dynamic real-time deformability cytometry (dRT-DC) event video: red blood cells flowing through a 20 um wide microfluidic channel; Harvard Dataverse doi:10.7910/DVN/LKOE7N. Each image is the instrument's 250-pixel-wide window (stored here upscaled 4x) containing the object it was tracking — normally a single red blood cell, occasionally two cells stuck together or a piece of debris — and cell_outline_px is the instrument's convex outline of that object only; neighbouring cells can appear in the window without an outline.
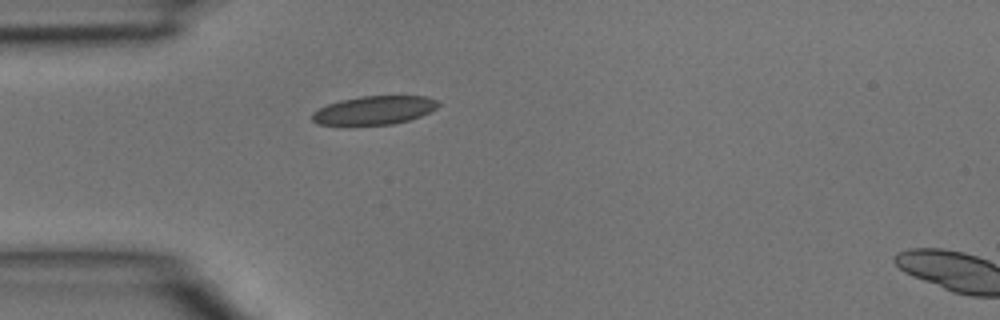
{"species": "common noctule bat (a hibernating species)", "species_latin": "Nyctalus noctula", "temperature_condition": "room temperature", "stored_images_in_passage": 2, "segment_of_instrument_passage": [1, 2], "camera_frame_rate_fps": 3000, "um_per_image_px": 0.085, "animal": {"sex": "male", "body_mass_g": 15.6}, "frame": {"image": 1, "passage_image": 1, "time_ms": 0.0, "image_size_px": [1000, 320], "cell_outline_px": [[440, 104], [436, 108], [420, 116], [408, 120], [392, 124], [320, 124], [312, 120], [312, 112], [328, 104], [340, 100], [360, 96], [424, 96], [436, 100]], "centroid_in_image_um": [31.81, 9.35], "position_along_channel_um": 53.2, "area_um2": 20.58}}